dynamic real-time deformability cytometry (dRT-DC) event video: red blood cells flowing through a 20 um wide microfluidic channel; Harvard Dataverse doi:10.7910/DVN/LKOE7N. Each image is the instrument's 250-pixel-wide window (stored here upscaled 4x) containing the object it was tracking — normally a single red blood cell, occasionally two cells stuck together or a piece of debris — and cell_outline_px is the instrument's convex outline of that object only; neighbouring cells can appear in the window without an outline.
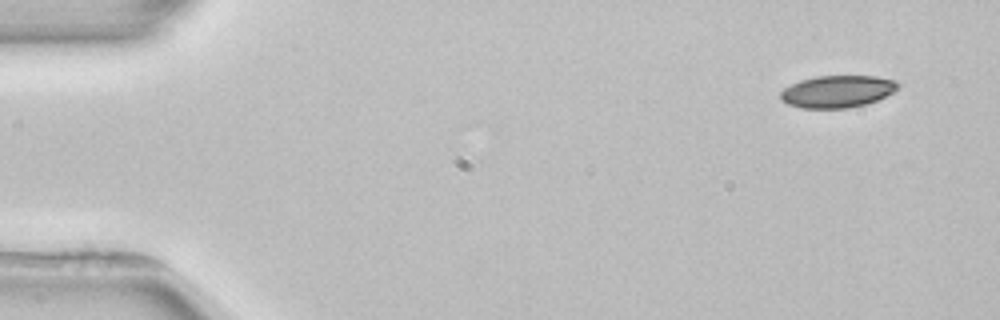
{"species": "common noctule bat (a hibernating species)", "species_latin": "Nyctalus noctula", "temperature_condition": "room temperature", "stored_images_in_passage": 4, "camera_frame_rate_fps": 3000, "um_per_image_px": 0.085, "animal": {"sex": "female", "body_mass_g": 22.7, "forearm_length_mm": 54.2}, "frame": {"image": 1, "passage_image": 1, "time_ms": 0.0, "image_size_px": [1000, 320], "cell_outline_px": [[900, 84], [892, 92], [876, 100], [864, 104], [848, 108], [800, 108], [788, 104], [780, 100], [780, 92], [784, 88], [800, 80], [816, 76], [876, 76], [896, 80]], "centroid_in_image_um": [71.14, 7.77], "position_along_channel_um": 13.9, "area_um2": 21.91}}
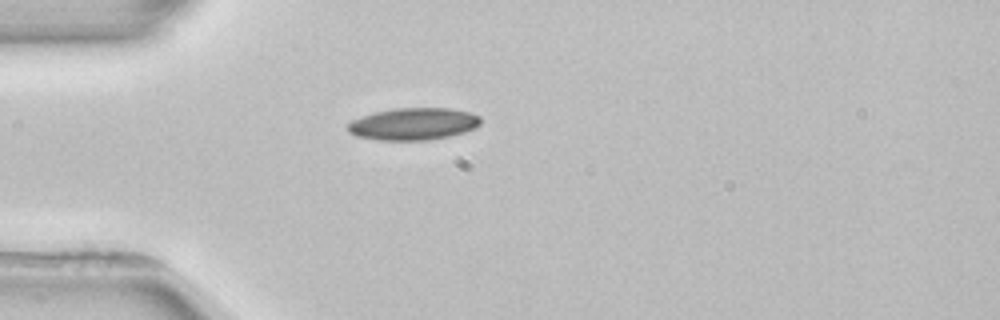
{"frame": {"image": 2, "passage_image": 4, "time_ms": 3.667, "image_size_px": [1000, 320], "cell_outline_px": [[480, 124], [476, 128], [464, 132], [448, 136], [428, 140], [380, 140], [356, 136], [348, 132], [348, 124], [352, 120], [360, 116], [372, 112], [396, 108], [448, 108], [472, 112], [480, 116]], "centroid_in_image_um": [35.14, 10.52], "position_along_channel_um": 49.9, "area_um2": 25.03}}